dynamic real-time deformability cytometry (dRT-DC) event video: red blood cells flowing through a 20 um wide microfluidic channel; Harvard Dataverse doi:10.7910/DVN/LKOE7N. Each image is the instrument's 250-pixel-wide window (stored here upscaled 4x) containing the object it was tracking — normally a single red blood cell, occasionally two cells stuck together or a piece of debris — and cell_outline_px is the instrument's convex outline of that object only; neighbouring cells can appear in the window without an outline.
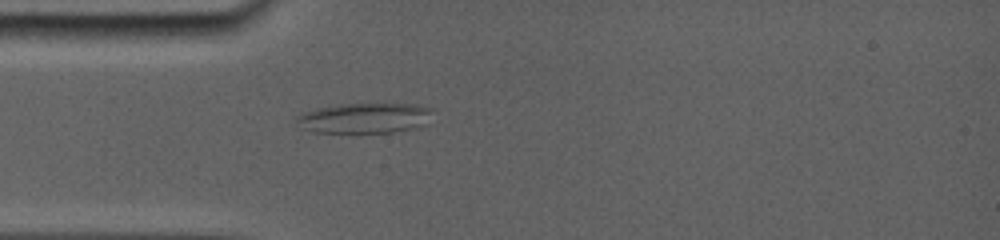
{"species": "common noctule bat (a hibernating species)", "species_latin": "Nyctalus noctula", "temperature_condition": "room temperature", "stored_images_in_passage": 9, "camera_frame_rate_fps": 5000, "um_per_image_px": 0.085, "animal": {"sex": "female", "body_mass_g": 19.0, "forearm_length_mm": 56.7}, "frame": {"image": 1, "passage_image": 1, "time_ms": 0.0, "image_size_px": [1000, 240], "cell_outline_px": [[432, 108], [424, 124], [388, 132], [320, 132], [296, 120], [296, 116], [316, 108], [340, 104], [380, 100], [384, 100], [420, 104]], "centroid_in_image_um": [31.1, 9.93], "position_along_channel_um": 53.9, "area_um2": 24.04}}